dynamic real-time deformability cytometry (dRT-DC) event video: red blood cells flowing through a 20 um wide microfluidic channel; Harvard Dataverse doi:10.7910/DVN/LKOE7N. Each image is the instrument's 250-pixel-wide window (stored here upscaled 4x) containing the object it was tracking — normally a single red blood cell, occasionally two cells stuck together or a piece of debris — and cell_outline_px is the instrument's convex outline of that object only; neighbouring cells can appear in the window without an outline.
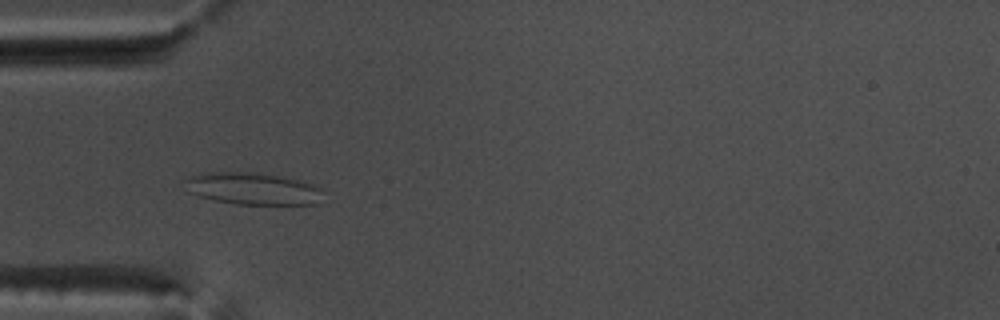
{"species": "common noctule bat (a hibernating species)", "species_latin": "Nyctalus noctula", "temperature_condition": "warm", "stored_images_in_passage": 51, "camera_frame_rate_fps": 3000, "um_per_image_px": 0.085, "animal": {"sex": "male", "body_mass_g": 17.5, "forearm_length_mm": 52.3}, "frame": {"image": 1, "passage_image": 14, "time_ms": 4.333, "image_size_px": [1000, 320], "cell_outline_px": [[320, 188], [316, 204], [236, 204], [216, 200], [200, 196], [188, 192], [188, 176], [208, 172], [248, 172], [280, 176], [300, 180], [312, 184]], "centroid_in_image_um": [21.46, 16.03], "position_along_channel_um": 63.5, "area_um2": 25.14}}
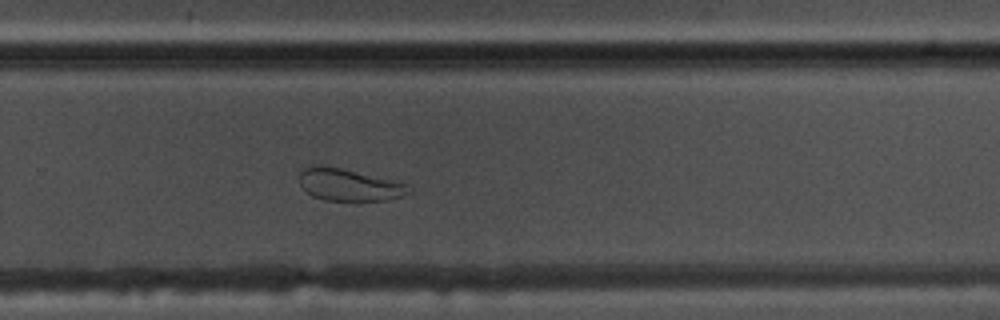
{"frame": {"image": 2, "passage_image": 33, "time_ms": 10.667, "image_size_px": [1000, 320], "cell_outline_px": [[412, 192], [404, 196], [388, 200], [324, 200], [312, 196], [300, 184], [300, 172], [304, 168], [312, 164], [320, 164], [404, 180], [408, 184]], "centroid_in_image_um": [29.77, 15.68], "position_along_channel_um": 300.0, "area_um2": 21.15}}
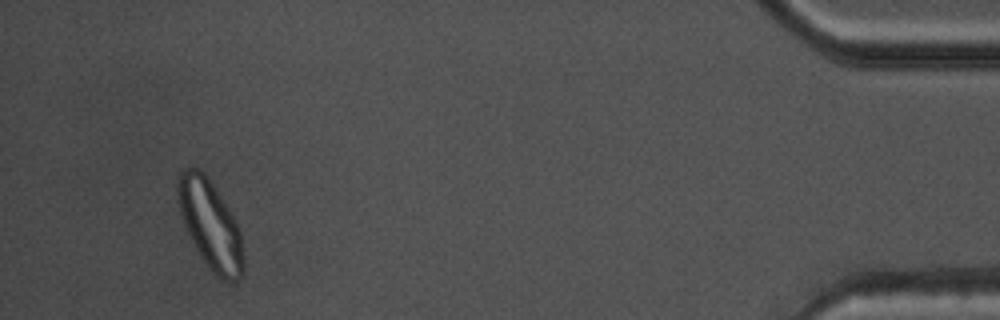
{"frame": {"image": 3, "passage_image": 48, "time_ms": 15.667, "image_size_px": [1000, 320], "cell_outline_px": [[244, 276], [240, 280], [224, 280], [216, 276], [208, 268], [200, 256], [184, 224], [180, 212], [176, 188], [180, 172], [188, 168], [200, 168], [204, 172], [232, 212], [240, 232], [244, 256]], "centroid_in_image_um": [17.9, 19.12], "position_along_channel_um": 417.3, "area_um2": 33.93}, "authors_computed_cell_mechanics": {"area_um2": 27.6862, "velocity_mm_per_s": 3.7708, "shape_relaxation_time_tau1_ms": null, "shape_relaxation_time_tau2_ms": 1.0423, "deformation_change_tau1": null, "deformation_change_tau2": 0.0743}}